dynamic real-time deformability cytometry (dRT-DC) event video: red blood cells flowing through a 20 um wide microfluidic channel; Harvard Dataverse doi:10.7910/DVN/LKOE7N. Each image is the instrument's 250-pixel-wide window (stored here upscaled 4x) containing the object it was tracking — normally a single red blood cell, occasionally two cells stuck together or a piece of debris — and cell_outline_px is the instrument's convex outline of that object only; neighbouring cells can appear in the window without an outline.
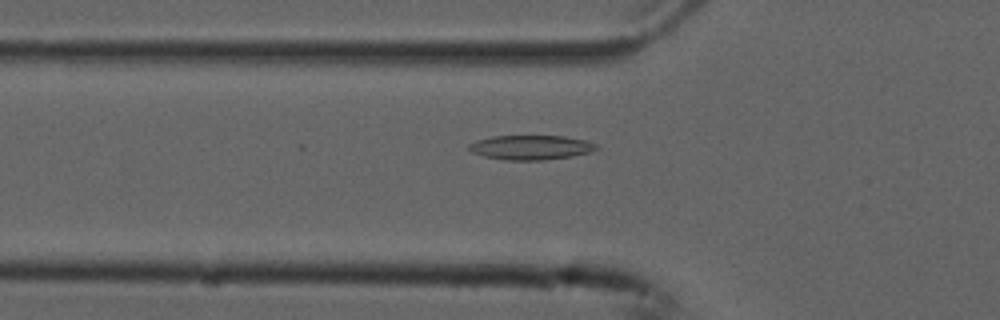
{"species": "common noctule bat (a hibernating species)", "species_latin": "Nyctalus noctula", "temperature_condition": "cold", "stored_images_in_passage": 55, "camera_frame_rate_fps": 3000, "um_per_image_px": 0.085, "animal": {"sex": "male", "forearm_length_mm": 52.5}, "frame": {"image": 1, "passage_image": 19, "time_ms": 6.0, "image_size_px": [1000, 320], "cell_outline_px": [[596, 148], [592, 152], [572, 156], [544, 160], [504, 160], [484, 156], [472, 152], [468, 148], [468, 144], [476, 140], [492, 136], [564, 136], [588, 140], [596, 144]], "centroid_in_image_um": [45.12, 12.53], "position_along_channel_um": 80.7, "area_um2": 18.26}}
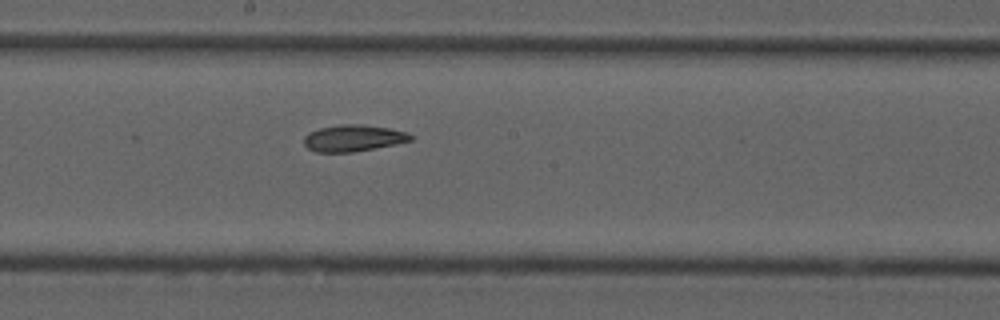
{"frame": {"image": 2, "passage_image": 30, "time_ms": 9.667, "image_size_px": [1000, 320], "cell_outline_px": [[416, 136], [412, 140], [396, 144], [352, 152], [316, 152], [308, 148], [304, 144], [304, 136], [308, 132], [320, 128], [340, 124], [360, 124], [388, 128], [408, 132]], "centroid_in_image_um": [30.05, 11.73], "position_along_channel_um": 218.2, "area_um2": 16.59}}
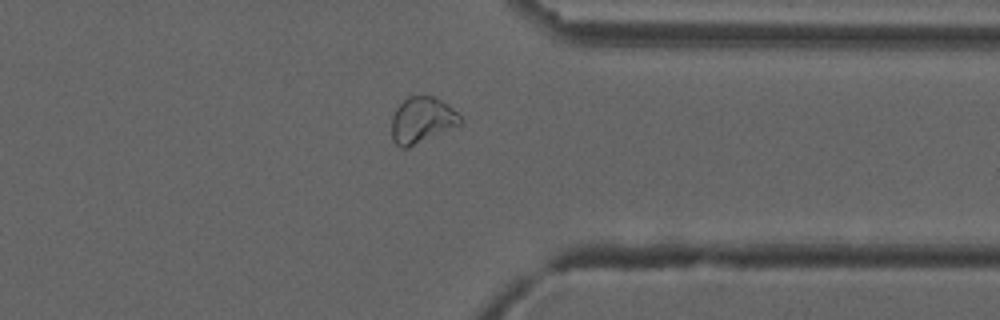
{"frame": {"image": 3, "passage_image": 43, "time_ms": 14.0, "image_size_px": [1000, 320], "cell_outline_px": [[464, 120], [460, 124], [408, 148], [400, 148], [392, 140], [392, 116], [396, 108], [408, 96], [432, 96], [448, 104]], "centroid_in_image_um": [35.85, 10.21], "position_along_channel_um": 375.6, "area_um2": 18.26}, "authors_computed_cell_mechanics": {"area_um2": 18.6694, "velocity_mm_per_s": 3.7421, "shape_relaxation_time_tau1_ms": null, "shape_relaxation_time_tau2_ms": 6.1476, "deformation_change_tau1": null, "deformation_change_tau2": 0.1075}}